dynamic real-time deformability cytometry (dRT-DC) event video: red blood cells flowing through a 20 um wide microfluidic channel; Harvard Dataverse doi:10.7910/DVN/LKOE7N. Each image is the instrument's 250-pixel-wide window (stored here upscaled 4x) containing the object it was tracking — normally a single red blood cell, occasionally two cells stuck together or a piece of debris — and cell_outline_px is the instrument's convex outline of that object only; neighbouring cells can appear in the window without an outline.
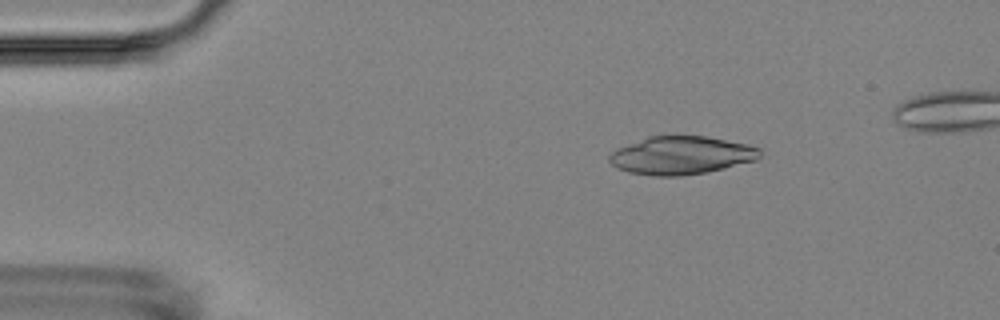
{"species": "Egyptian fruit bat (a non-hibernating species)", "species_latin": "Rousettus aegyptiacus", "temperature_condition": "room temperature", "stored_images_in_passage": 4, "camera_frame_rate_fps": 3000, "um_per_image_px": 0.085, "animal": {"sex": "female"}, "frame": {"image": 1, "passage_image": 1, "time_ms": 0.0, "image_size_px": [1000, 320], "cell_outline_px": [[760, 156], [756, 160], [708, 172], [680, 176], [652, 176], [628, 172], [616, 168], [608, 160], [608, 156], [616, 148], [648, 136], [704, 136], [748, 144], [760, 148]], "centroid_in_image_um": [57.87, 13.21], "position_along_channel_um": 27.1, "area_um2": 33.52}}